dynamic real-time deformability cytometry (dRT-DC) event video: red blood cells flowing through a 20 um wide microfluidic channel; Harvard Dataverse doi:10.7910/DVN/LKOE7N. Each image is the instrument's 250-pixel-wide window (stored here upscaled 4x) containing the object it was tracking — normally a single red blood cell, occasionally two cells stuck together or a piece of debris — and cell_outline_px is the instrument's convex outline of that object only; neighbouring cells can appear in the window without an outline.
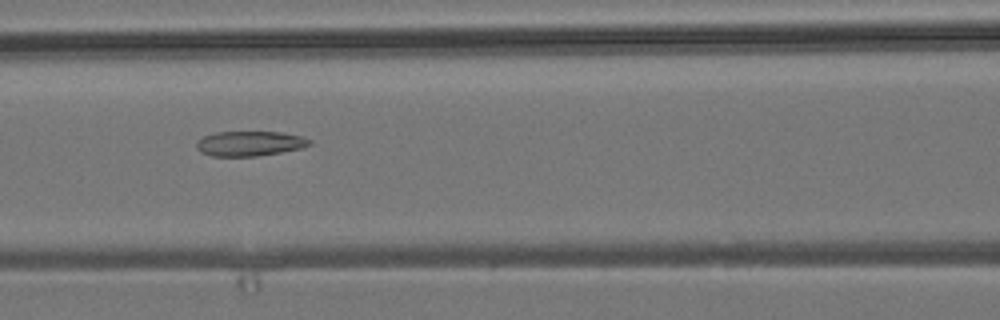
{"species": "common noctule bat (a hibernating species)", "species_latin": "Nyctalus noctula", "temperature_condition": "room temperature", "stored_images_in_passage": 9, "camera_frame_rate_fps": 3000, "um_per_image_px": 0.085, "animal": {"sex": "male", "body_mass_g": 19.2, "forearm_length_mm": 51.8}, "frame": {"image": 1, "passage_image": 7, "time_ms": 6.667, "image_size_px": [1000, 320], "cell_outline_px": [[312, 144], [300, 148], [280, 152], [256, 156], [212, 156], [200, 152], [196, 148], [196, 144], [204, 136], [216, 132], [280, 132], [304, 136], [312, 140]], "centroid_in_image_um": [21.25, 12.2], "position_along_channel_um": 145.4, "area_um2": 16.36}}
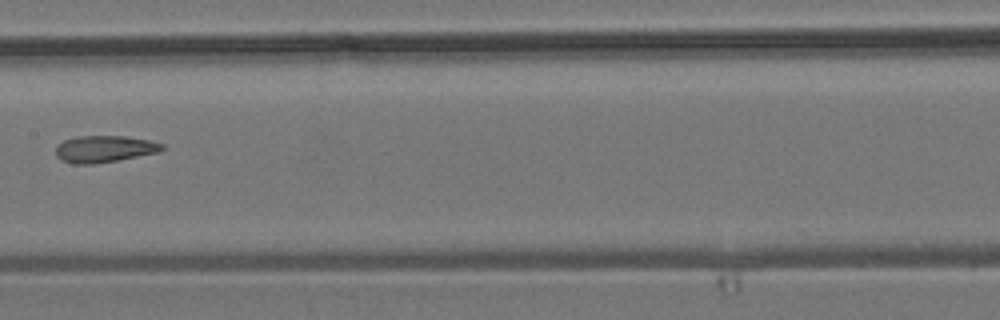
{"frame": {"image": 2, "passage_image": 8, "time_ms": 8.0, "image_size_px": [1000, 320], "cell_outline_px": [[164, 148], [160, 152], [116, 160], [92, 164], [72, 164], [60, 160], [56, 156], [56, 144], [64, 140], [76, 136], [124, 136], [148, 140], [164, 144]], "centroid_in_image_um": [8.83, 12.66], "position_along_channel_um": 198.6, "area_um2": 16.65}}
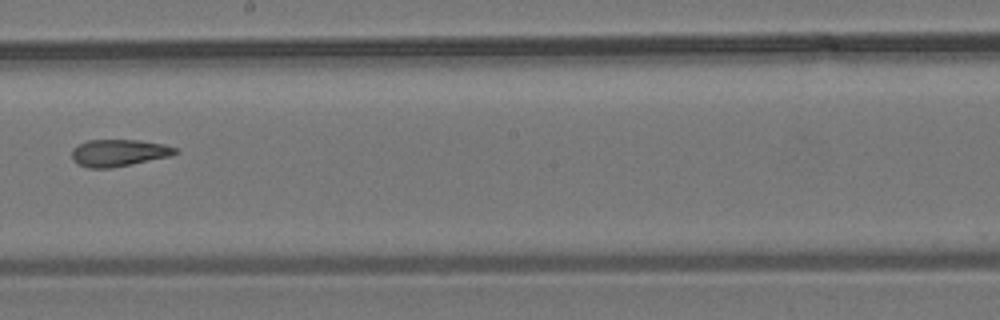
{"frame": {"image": 3, "passage_image": 9, "time_ms": 9.0, "image_size_px": [1000, 320], "cell_outline_px": [[180, 152], [172, 156], [112, 168], [88, 168], [76, 164], [72, 160], [72, 148], [88, 140], [140, 140], [164, 144], [180, 148]], "centroid_in_image_um": [10.14, 13.0], "position_along_channel_um": 238.1, "area_um2": 16.59}}